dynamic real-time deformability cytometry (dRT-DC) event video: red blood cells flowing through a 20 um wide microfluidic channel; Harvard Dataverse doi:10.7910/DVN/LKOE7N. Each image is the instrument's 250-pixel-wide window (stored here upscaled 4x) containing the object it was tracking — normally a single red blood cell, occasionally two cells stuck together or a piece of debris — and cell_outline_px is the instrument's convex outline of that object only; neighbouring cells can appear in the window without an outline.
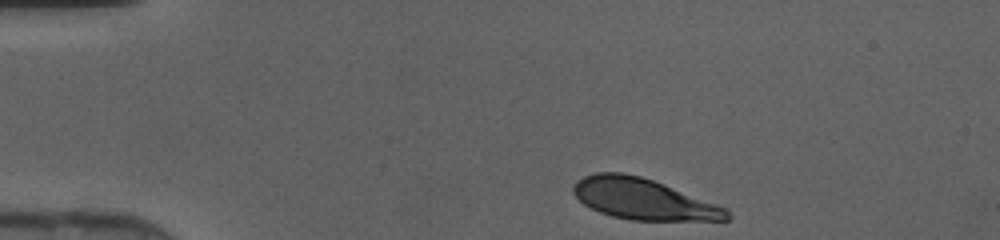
{"species": "human", "species_latin": "Homo sapiens", "temperature_condition": "cold", "stored_images_in_passage": 35, "camera_frame_rate_fps": 3000, "um_per_image_px": 0.085, "donor": {"sex": "female"}, "frame": {"image": 1, "passage_image": 1, "time_ms": 0.0, "image_size_px": [1000, 240], "cell_outline_px": [[732, 216], [728, 220], [628, 220], [612, 216], [600, 212], [584, 204], [572, 192], [572, 188], [576, 180], [584, 176], [596, 172], [620, 172], [640, 176], [664, 184], [728, 208]], "centroid_in_image_um": [54.68, 16.92], "position_along_channel_um": 30.3, "area_um2": 36.59}}
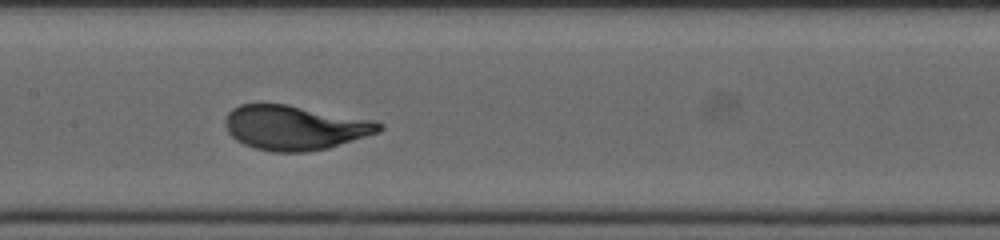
{"frame": {"image": 2, "passage_image": 16, "time_ms": 5.0, "image_size_px": [1000, 240], "cell_outline_px": [[384, 128], [380, 132], [328, 148], [304, 152], [272, 152], [256, 148], [244, 144], [236, 140], [228, 132], [224, 124], [224, 120], [228, 112], [232, 108], [240, 104], [284, 104], [372, 120], [384, 124]], "centroid_in_image_um": [25.04, 10.85], "position_along_channel_um": 182.4, "area_um2": 39.77}}
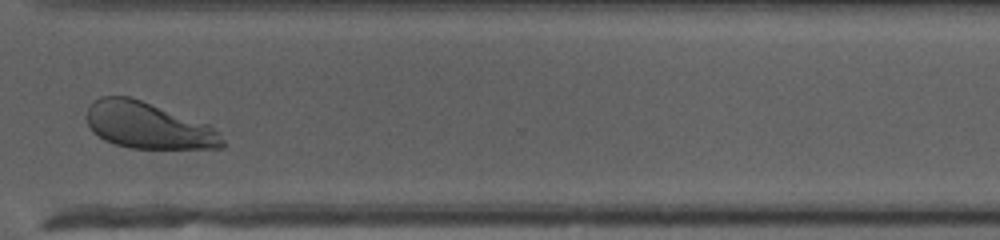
{"frame": {"image": 3, "passage_image": 28, "time_ms": 9.0, "image_size_px": [1000, 240], "cell_outline_px": [[224, 148], [132, 148], [116, 144], [104, 140], [92, 132], [84, 116], [92, 100], [100, 96], [128, 96], [140, 100], [208, 124], [220, 132], [224, 140]], "centroid_in_image_um": [12.55, 10.67], "position_along_channel_um": 358.0, "area_um2": 36.65}}